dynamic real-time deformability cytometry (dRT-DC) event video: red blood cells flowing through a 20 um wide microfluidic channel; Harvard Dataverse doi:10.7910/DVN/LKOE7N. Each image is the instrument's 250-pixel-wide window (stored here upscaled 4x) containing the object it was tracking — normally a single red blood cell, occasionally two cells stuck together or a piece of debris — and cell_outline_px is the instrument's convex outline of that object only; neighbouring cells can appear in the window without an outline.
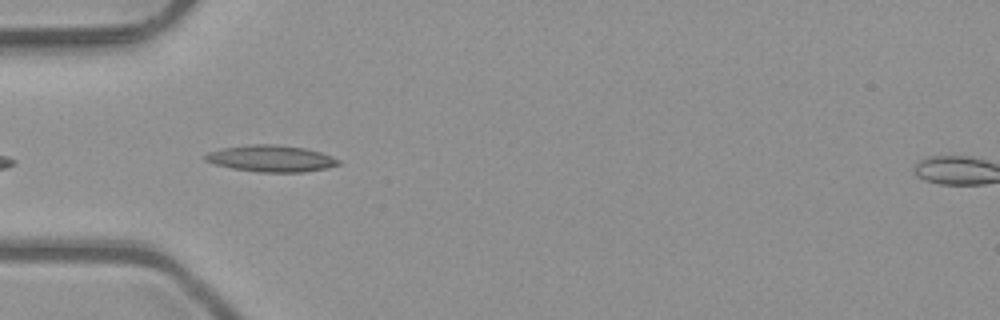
{"species": "common noctule bat (a hibernating species)", "species_latin": "Nyctalus noctula", "temperature_condition": "room temperature", "stored_images_in_passage": 5, "camera_frame_rate_fps": 3000, "um_per_image_px": 0.085, "animal": {"sex": "male", "body_mass_g": 23.1, "forearm_length_mm": 52.7}, "frame": {"image": 1, "passage_image": 3, "time_ms": 0.667, "image_size_px": [1000, 320], "cell_outline_px": [[340, 164], [328, 168], [304, 172], [256, 172], [232, 168], [216, 164], [204, 160], [204, 156], [208, 152], [220, 148], [252, 144], [272, 144], [304, 148], [320, 152], [332, 156], [340, 160]], "centroid_in_image_um": [23.04, 13.48], "position_along_channel_um": 62.0, "area_um2": 20.63}}
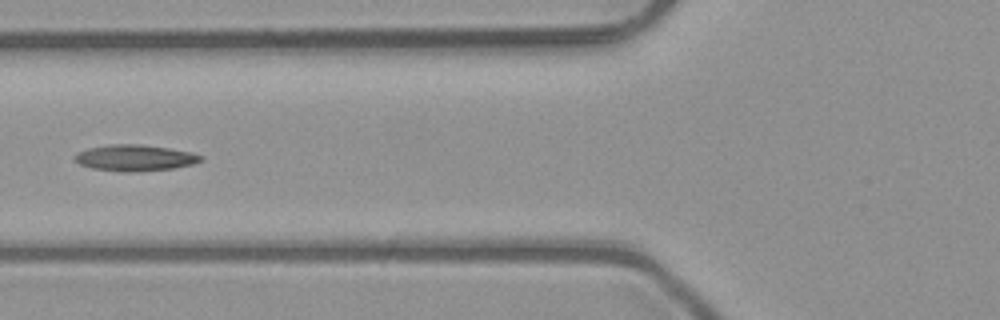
{"frame": {"image": 2, "passage_image": 4, "time_ms": 1.0, "image_size_px": [1000, 320], "cell_outline_px": [[204, 160], [192, 164], [172, 168], [136, 172], [124, 172], [92, 168], [80, 164], [72, 160], [72, 156], [76, 152], [88, 148], [108, 144], [140, 144], [168, 148], [192, 152], [204, 156]], "centroid_in_image_um": [11.43, 13.41], "position_along_channel_um": 114.4, "area_um2": 19.48}}
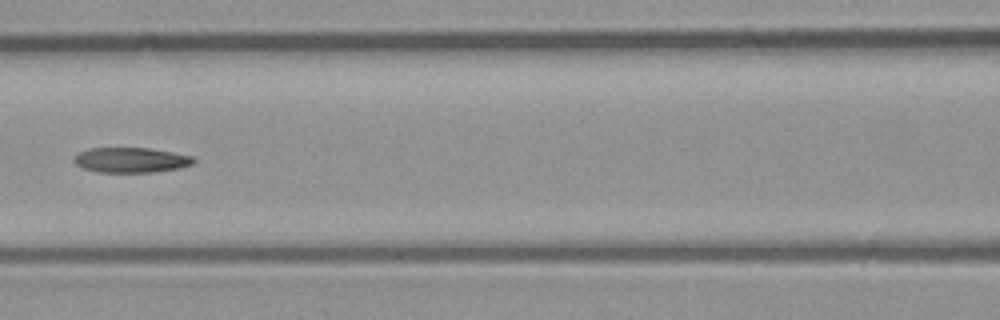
{"frame": {"image": 3, "passage_image": 5, "time_ms": 1.333, "image_size_px": [1000, 320], "cell_outline_px": [[196, 160], [192, 164], [180, 168], [152, 172], [100, 172], [84, 168], [76, 164], [72, 160], [80, 152], [88, 148], [148, 148], [172, 152], [192, 156]], "centroid_in_image_um": [11.14, 13.6], "position_along_channel_um": 155.5, "area_um2": 17.34}}